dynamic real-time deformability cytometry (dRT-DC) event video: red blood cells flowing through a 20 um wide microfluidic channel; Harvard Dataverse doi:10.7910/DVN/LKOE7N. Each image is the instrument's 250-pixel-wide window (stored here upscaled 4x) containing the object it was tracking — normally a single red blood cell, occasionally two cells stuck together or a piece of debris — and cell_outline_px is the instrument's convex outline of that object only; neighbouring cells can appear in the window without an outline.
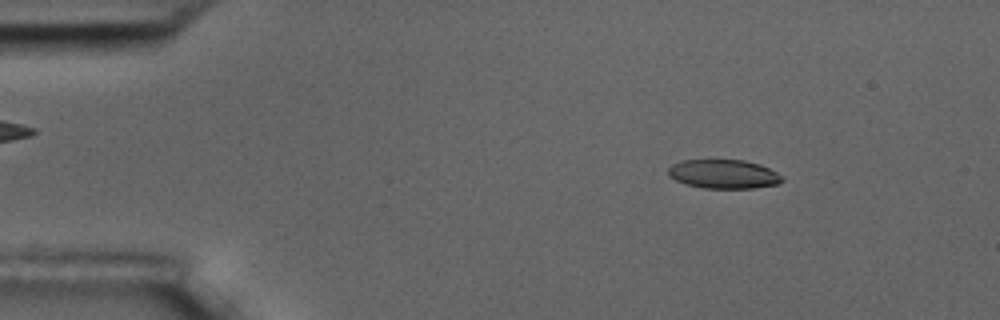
{"species": "common noctule bat (a hibernating species)", "species_latin": "Nyctalus noctula", "temperature_condition": "room temperature", "stored_images_in_passage": 7, "camera_frame_rate_fps": 3000, "um_per_image_px": 0.085, "animal": {"sex": "male", "body_mass_g": 17.5, "forearm_length_mm": 52.3}, "frame": {"image": 1, "passage_image": 2, "time_ms": 1.0, "image_size_px": [1000, 320], "cell_outline_px": [[784, 180], [780, 184], [752, 188], [704, 188], [684, 184], [668, 176], [668, 168], [672, 164], [680, 160], [744, 160], [760, 164], [784, 176]], "centroid_in_image_um": [61.51, 14.8], "position_along_channel_um": 23.5, "area_um2": 19.42}}
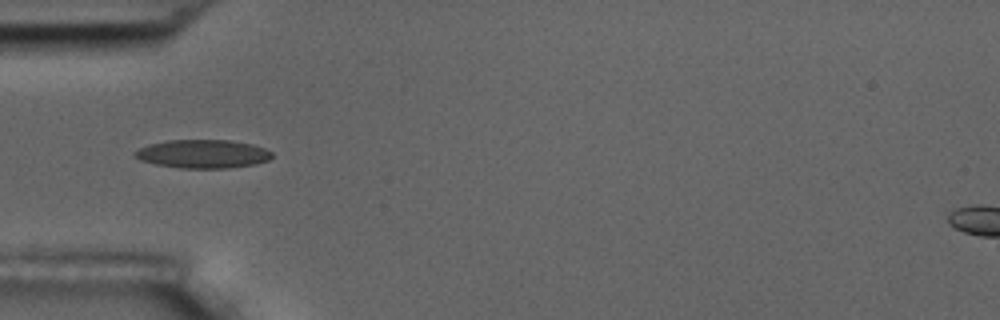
{"frame": {"image": 2, "passage_image": 5, "time_ms": 4.333, "image_size_px": [1000, 320], "cell_outline_px": [[272, 156], [268, 160], [252, 164], [228, 168], [180, 168], [156, 164], [140, 160], [132, 156], [132, 152], [148, 144], [168, 140], [232, 140], [252, 144], [264, 148], [272, 152]], "centroid_in_image_um": [17.19, 13.07], "position_along_channel_um": 67.8, "area_um2": 22.77}}